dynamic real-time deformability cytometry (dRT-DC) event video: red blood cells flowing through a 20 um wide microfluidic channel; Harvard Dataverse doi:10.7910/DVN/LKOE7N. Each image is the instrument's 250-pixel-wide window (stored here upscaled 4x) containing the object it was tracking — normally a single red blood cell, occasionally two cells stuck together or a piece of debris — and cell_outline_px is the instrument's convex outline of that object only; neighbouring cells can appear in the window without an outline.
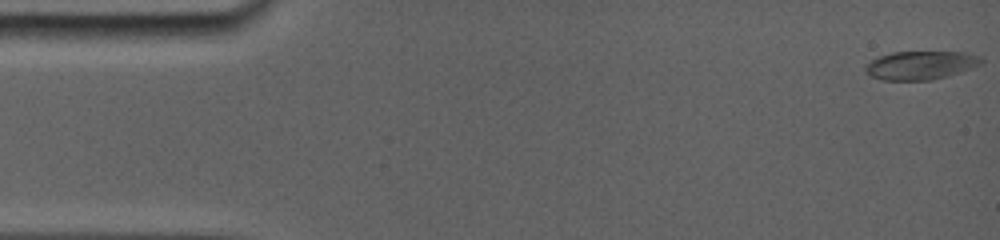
{"species": "common noctule bat (a hibernating species)", "species_latin": "Nyctalus noctula", "temperature_condition": "room temperature", "stored_images_in_passage": 17, "camera_frame_rate_fps": 5000, "um_per_image_px": 0.085, "animal": {"sex": "female", "body_mass_g": 19.0, "forearm_length_mm": 56.7}, "frame": {"image": 1, "passage_image": 1, "time_ms": 0.0, "image_size_px": [1000, 240], "cell_outline_px": [[984, 60], [980, 64], [960, 72], [932, 80], [880, 80], [872, 76], [864, 68], [872, 60], [880, 56], [892, 52], [964, 52], [980, 56]], "centroid_in_image_um": [78.27, 5.54], "position_along_channel_um": 6.7, "area_um2": 19.02}}